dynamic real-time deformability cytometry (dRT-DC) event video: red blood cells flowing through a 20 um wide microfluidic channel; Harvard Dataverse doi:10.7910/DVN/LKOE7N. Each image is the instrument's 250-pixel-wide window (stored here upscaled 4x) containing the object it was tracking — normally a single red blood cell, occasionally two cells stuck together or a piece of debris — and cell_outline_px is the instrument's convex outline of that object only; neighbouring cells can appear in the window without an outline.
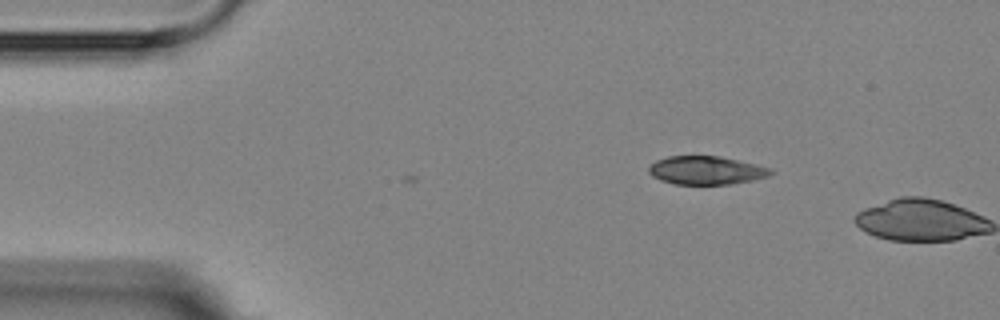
{"species": "Egyptian fruit bat (a non-hibernating species)", "species_latin": "Rousettus aegyptiacus", "temperature_condition": "room temperature", "stored_images_in_passage": 3, "camera_frame_rate_fps": 3000, "um_per_image_px": 0.085, "animal": {"sex": "female"}, "frame": {"image": 1, "passage_image": 2, "time_ms": 4.0, "image_size_px": [1000, 320], "cell_outline_px": [[776, 172], [768, 176], [752, 180], [732, 184], [676, 184], [660, 180], [652, 176], [648, 172], [648, 168], [656, 160], [668, 156], [720, 156], [772, 168]], "centroid_in_image_um": [60.04, 14.48], "position_along_channel_um": 25.0, "area_um2": 20.17}}